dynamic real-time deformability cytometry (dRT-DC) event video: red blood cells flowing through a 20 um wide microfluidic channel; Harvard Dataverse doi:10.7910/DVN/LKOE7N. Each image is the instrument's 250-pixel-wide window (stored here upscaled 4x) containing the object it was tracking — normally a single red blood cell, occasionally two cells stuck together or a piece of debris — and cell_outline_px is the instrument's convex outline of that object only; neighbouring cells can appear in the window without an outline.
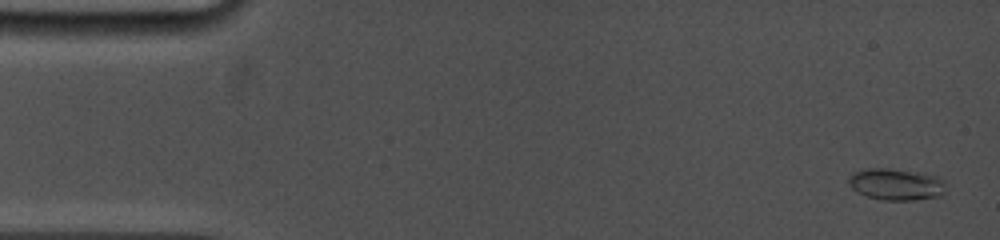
{"species": "common noctule bat (a hibernating species)", "species_latin": "Nyctalus noctula", "temperature_condition": "cold", "stored_images_in_passage": 65, "camera_frame_rate_fps": 5000, "um_per_image_px": 0.085, "animal": {"sex": "female", "body_mass_g": 19.0, "forearm_length_mm": 53.3}, "frame": {"image": 1, "passage_image": 2, "time_ms": 0.2, "image_size_px": [1000, 240], "cell_outline_px": [[948, 184], [944, 196], [912, 200], [884, 200], [868, 196], [856, 192], [848, 184], [848, 180], [852, 172], [864, 168], [888, 168], [924, 172], [936, 176], [944, 180]], "centroid_in_image_um": [76.22, 15.65], "position_along_channel_um": 8.8, "area_um2": 18.5}}
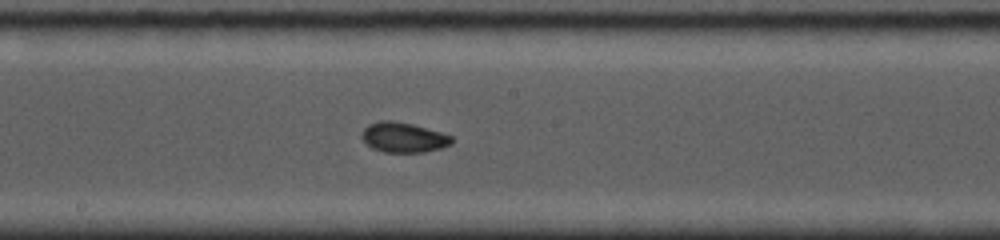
{"frame": {"image": 2, "passage_image": 39, "time_ms": 8.6, "image_size_px": [1000, 240], "cell_outline_px": [[456, 140], [452, 144], [440, 148], [424, 152], [384, 152], [372, 148], [360, 136], [364, 128], [368, 124], [380, 120], [392, 120], [412, 124], [440, 132], [452, 136]], "centroid_in_image_um": [34.31, 11.67], "position_along_channel_um": 213.9, "area_um2": 15.78}}
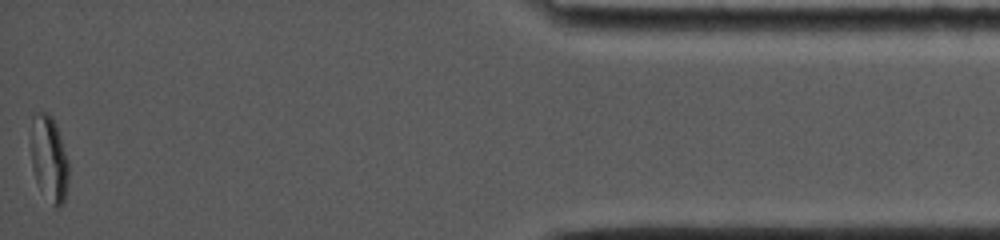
{"frame": {"image": 3, "passage_image": 65, "time_ms": 15.8, "image_size_px": [1000, 240], "cell_outline_px": [[68, 180], [64, 204], [60, 208], [56, 208], [52, 204], [36, 180], [32, 168], [32, 116], [36, 112], [48, 112], [52, 116], [56, 124], [68, 160]], "centroid_in_image_um": [4.19, 13.47], "position_along_channel_um": 431.0, "area_um2": 18.61}, "authors_computed_cell_mechanics": {"area_um2": 15.6638, "velocity_mm_per_s": 3.8926, "shape_relaxation_time_tau1_ms": 6.1229, "shape_relaxation_time_tau2_ms": 0.9931, "deformation_change_tau1": 0.1623, "deformation_change_tau2": 0.0481}}